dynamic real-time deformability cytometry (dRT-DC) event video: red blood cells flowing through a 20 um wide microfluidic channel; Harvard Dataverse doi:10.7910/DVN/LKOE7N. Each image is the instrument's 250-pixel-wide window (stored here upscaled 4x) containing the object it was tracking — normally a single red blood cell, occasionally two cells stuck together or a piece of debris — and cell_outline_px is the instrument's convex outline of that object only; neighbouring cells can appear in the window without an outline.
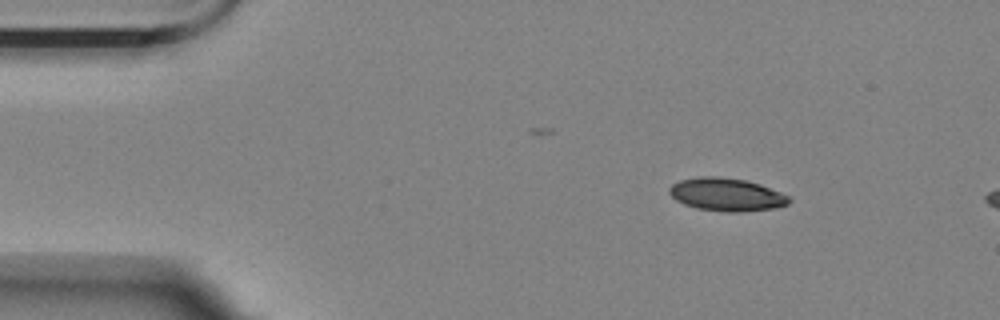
{"species": "Egyptian fruit bat (a non-hibernating species)", "species_latin": "Rousettus aegyptiacus", "temperature_condition": "room temperature", "stored_images_in_passage": 13, "camera_frame_rate_fps": 3000, "um_per_image_px": 0.085, "animal": {"sex": "female"}, "frame": {"image": 1, "passage_image": 6, "time_ms": 1.667, "image_size_px": [1000, 320], "cell_outline_px": [[792, 200], [788, 204], [776, 208], [740, 212], [728, 212], [696, 208], [684, 204], [676, 200], [668, 192], [668, 188], [672, 184], [680, 180], [696, 176], [716, 176], [744, 180], [760, 184], [780, 192], [788, 196]], "centroid_in_image_um": [61.74, 16.53], "position_along_channel_um": 23.3, "area_um2": 23.06}}